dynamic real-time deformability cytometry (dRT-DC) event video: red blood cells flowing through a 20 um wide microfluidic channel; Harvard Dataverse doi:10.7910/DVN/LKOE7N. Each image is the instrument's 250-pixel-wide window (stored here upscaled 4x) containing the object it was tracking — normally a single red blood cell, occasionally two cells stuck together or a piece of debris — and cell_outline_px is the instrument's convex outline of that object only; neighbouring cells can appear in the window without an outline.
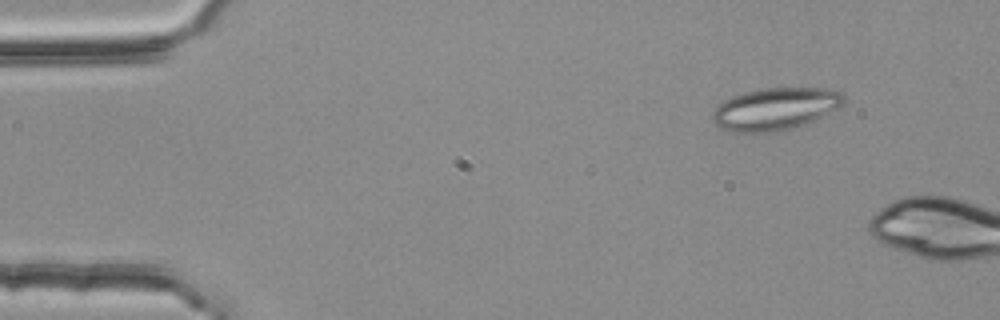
{"species": "common noctule bat (a hibernating species)", "species_latin": "Nyctalus noctula", "temperature_condition": "room temperature", "stored_images_in_passage": 4, "camera_frame_rate_fps": 3000, "um_per_image_px": 0.085, "animal": {"sex": "female", "body_mass_g": 25.1}, "frame": {"image": 1, "passage_image": 1, "time_ms": 0.0, "image_size_px": [1000, 320], "cell_outline_px": [[844, 104], [804, 124], [792, 128], [776, 132], [732, 132], [720, 128], [712, 120], [712, 112], [716, 104], [732, 96], [744, 92], [760, 88], [824, 88], [840, 92], [844, 96]], "centroid_in_image_um": [65.82, 9.25], "position_along_channel_um": 19.2, "area_um2": 32.25}}